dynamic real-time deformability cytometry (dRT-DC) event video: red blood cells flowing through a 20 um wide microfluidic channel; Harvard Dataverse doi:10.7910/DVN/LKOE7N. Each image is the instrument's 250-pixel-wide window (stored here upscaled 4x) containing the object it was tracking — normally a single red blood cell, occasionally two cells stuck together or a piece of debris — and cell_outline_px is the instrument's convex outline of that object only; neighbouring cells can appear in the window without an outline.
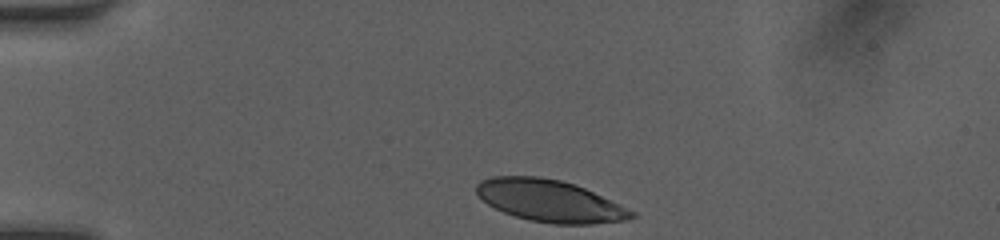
{"species": "human", "species_latin": "Homo sapiens", "temperature_condition": "room temperature", "stored_images_in_passage": 32, "camera_frame_rate_fps": 3000, "um_per_image_px": 0.085, "donor": {"sex": "female"}, "frame": {"image": 1, "passage_image": 1, "time_ms": 0.0, "image_size_px": [1000, 240], "cell_outline_px": [[636, 216], [628, 220], [592, 224], [552, 224], [528, 220], [504, 212], [488, 204], [476, 192], [476, 184], [480, 180], [492, 176], [540, 176], [560, 180], [584, 188], [620, 204], [636, 212]], "centroid_in_image_um": [46.74, 17.07], "position_along_channel_um": 38.3, "area_um2": 37.86}}
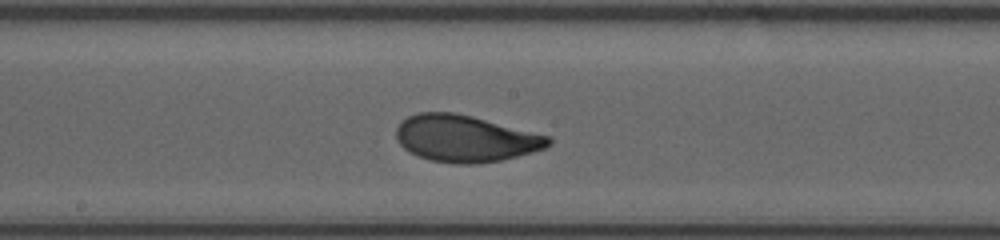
{"frame": {"image": 2, "passage_image": 17, "time_ms": 5.333, "image_size_px": [1000, 240], "cell_outline_px": [[552, 144], [544, 148], [532, 152], [500, 160], [476, 164], [456, 164], [432, 160], [408, 152], [396, 140], [396, 128], [408, 116], [420, 112], [452, 112], [472, 116], [552, 136]], "centroid_in_image_um": [39.57, 11.77], "position_along_channel_um": 208.6, "area_um2": 41.44}}
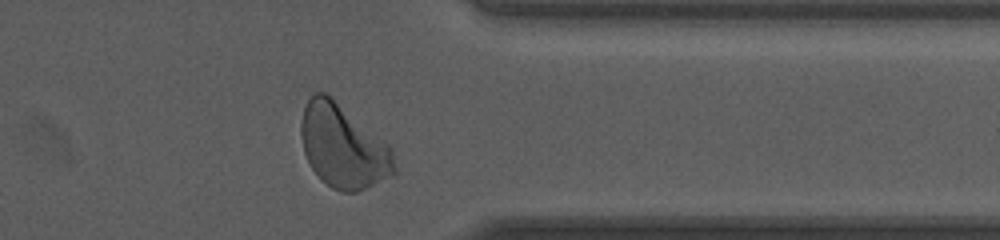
{"frame": {"image": 3, "passage_image": 30, "time_ms": 9.667, "image_size_px": [1000, 240], "cell_outline_px": [[396, 172], [356, 192], [340, 192], [332, 188], [320, 180], [312, 168], [304, 152], [300, 136], [300, 124], [304, 104], [316, 92], [324, 92], [388, 144], [392, 152], [396, 168]], "centroid_in_image_um": [29.12, 12.46], "position_along_channel_um": 382.3, "area_um2": 44.62}, "authors_computed_cell_mechanics": {"area_um2": 40.6623, "velocity_mm_per_s": 4.1172, "shape_relaxation_time_tau1_ms": 2.3379, "shape_relaxation_time_tau2_ms": 0.7169, "deformation_change_tau1": 0.1547, "deformation_change_tau2": 0.0591}}